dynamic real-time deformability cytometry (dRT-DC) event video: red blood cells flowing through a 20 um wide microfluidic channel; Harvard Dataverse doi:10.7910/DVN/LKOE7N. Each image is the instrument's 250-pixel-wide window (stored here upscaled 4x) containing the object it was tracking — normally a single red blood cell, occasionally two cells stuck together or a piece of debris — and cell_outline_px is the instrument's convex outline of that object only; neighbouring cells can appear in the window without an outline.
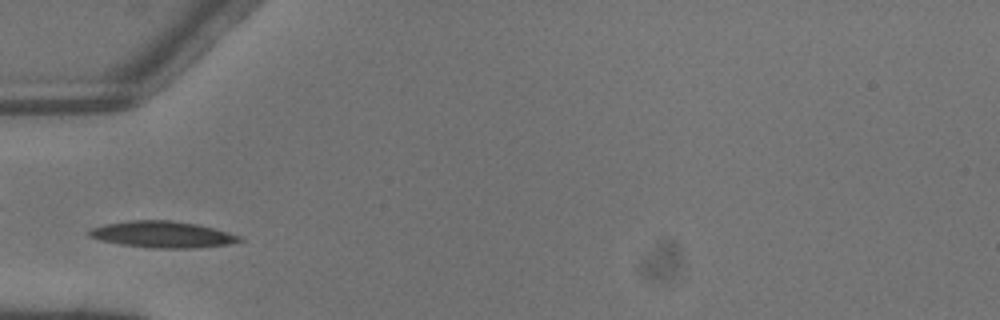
{"species": "common noctule bat (a hibernating species)", "species_latin": "Nyctalus noctula", "temperature_condition": "warm", "stored_images_in_passage": 5, "camera_frame_rate_fps": 3000, "um_per_image_px": 0.085, "animal": {"sex": "male", "body_mass_g": 13.3}, "frame": {"image": 1, "passage_image": 5, "time_ms": 1.333, "image_size_px": [1000, 320], "cell_outline_px": [[244, 240], [232, 244], [200, 248], [148, 248], [120, 244], [100, 240], [88, 236], [88, 232], [92, 228], [104, 224], [132, 220], [172, 220], [196, 224], [228, 232], [240, 236]], "centroid_in_image_um": [13.83, 19.94], "position_along_channel_um": 71.2, "area_um2": 23.29}}